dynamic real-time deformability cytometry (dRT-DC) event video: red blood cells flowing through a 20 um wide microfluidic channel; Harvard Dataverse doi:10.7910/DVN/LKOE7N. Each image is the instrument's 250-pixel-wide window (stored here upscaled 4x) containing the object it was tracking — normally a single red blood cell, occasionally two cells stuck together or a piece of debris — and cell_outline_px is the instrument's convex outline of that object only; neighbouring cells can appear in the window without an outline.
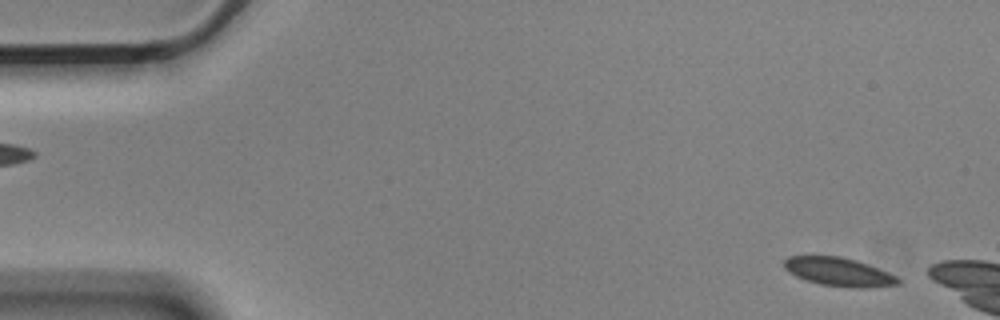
{"species": "Egyptian fruit bat (a non-hibernating species)", "species_latin": "Rousettus aegyptiacus", "temperature_condition": "cold", "stored_images_in_passage": 9, "camera_frame_rate_fps": 3000, "um_per_image_px": 0.085, "animal": {"sex": "male"}, "frame": {"image": 1, "passage_image": 3, "time_ms": 0.667, "image_size_px": [1000, 320], "cell_outline_px": [[900, 284], [868, 288], [852, 288], [820, 284], [796, 276], [788, 272], [784, 268], [784, 260], [788, 256], [836, 256], [856, 260], [868, 264], [888, 272], [896, 276], [900, 280]], "centroid_in_image_um": [71.31, 23.11], "position_along_channel_um": 13.7, "area_um2": 18.9}}